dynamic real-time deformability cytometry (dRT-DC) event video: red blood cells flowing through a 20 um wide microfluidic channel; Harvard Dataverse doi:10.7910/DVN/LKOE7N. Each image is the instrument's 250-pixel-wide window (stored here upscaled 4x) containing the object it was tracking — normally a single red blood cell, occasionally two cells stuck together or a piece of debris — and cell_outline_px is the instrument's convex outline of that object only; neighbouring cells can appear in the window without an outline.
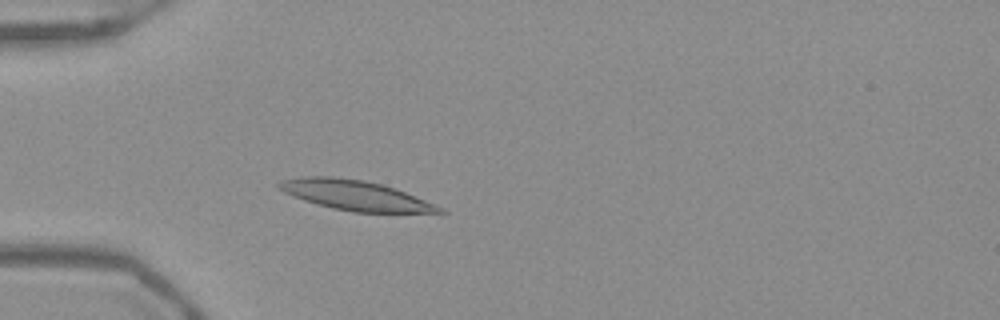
{"species": "Egyptian fruit bat (a non-hibernating species)", "species_latin": "Rousettus aegyptiacus", "temperature_condition": "warm", "stored_images_in_passage": 50, "camera_frame_rate_fps": 3000, "um_per_image_px": 0.085, "frame": {"image": 1, "passage_image": 13, "time_ms": 4.0, "image_size_px": [1000, 320], "cell_outline_px": [[448, 212], [352, 212], [332, 208], [316, 204], [292, 196], [284, 192], [276, 184], [280, 180], [304, 176], [332, 176], [364, 180], [380, 184], [404, 192], [436, 204], [444, 208]], "centroid_in_image_um": [30.15, 16.59], "position_along_channel_um": 54.8, "area_um2": 27.69}}
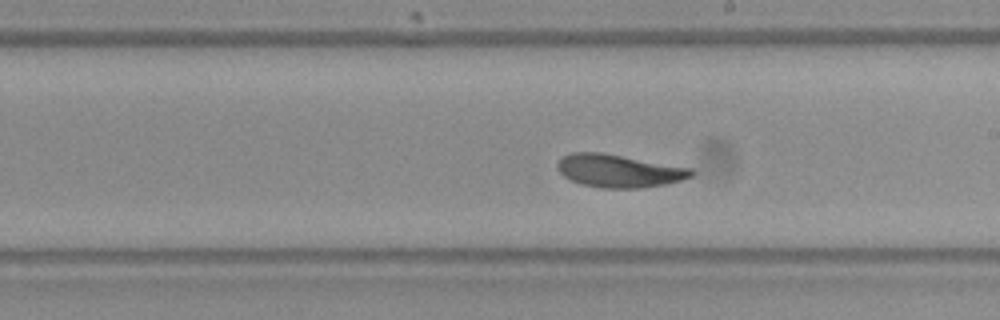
{"frame": {"image": 2, "passage_image": 28, "time_ms": 9.0, "image_size_px": [1000, 320], "cell_outline_px": [[696, 172], [692, 176], [680, 180], [664, 184], [640, 188], [600, 188], [580, 184], [564, 176], [556, 168], [556, 164], [560, 156], [572, 152], [600, 152], [692, 168]], "centroid_in_image_um": [52.56, 14.52], "position_along_channel_um": 236.4, "area_um2": 25.72}}
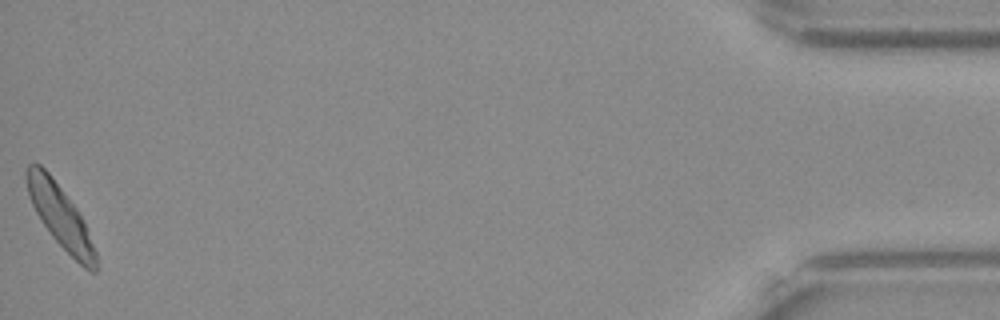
{"frame": {"image": 3, "passage_image": 50, "time_ms": 16.333, "image_size_px": [1000, 320], "cell_outline_px": [[96, 272], [92, 272], [84, 268], [52, 236], [36, 212], [32, 204], [28, 192], [24, 176], [24, 172], [28, 164], [40, 164], [48, 172], [76, 208], [84, 220], [96, 252]], "centroid_in_image_um": [5.11, 18.36], "position_along_channel_um": 430.1, "area_um2": 24.62}, "authors_computed_cell_mechanics": {"area_um2": 25.6343, "velocity_mm_per_s": 3.8591, "shape_relaxation_time_tau1_ms": 2.9787, "shape_relaxation_time_tau2_ms": 1.8643, "deformation_change_tau1": 0.1271, "deformation_change_tau2": 0.0775}}